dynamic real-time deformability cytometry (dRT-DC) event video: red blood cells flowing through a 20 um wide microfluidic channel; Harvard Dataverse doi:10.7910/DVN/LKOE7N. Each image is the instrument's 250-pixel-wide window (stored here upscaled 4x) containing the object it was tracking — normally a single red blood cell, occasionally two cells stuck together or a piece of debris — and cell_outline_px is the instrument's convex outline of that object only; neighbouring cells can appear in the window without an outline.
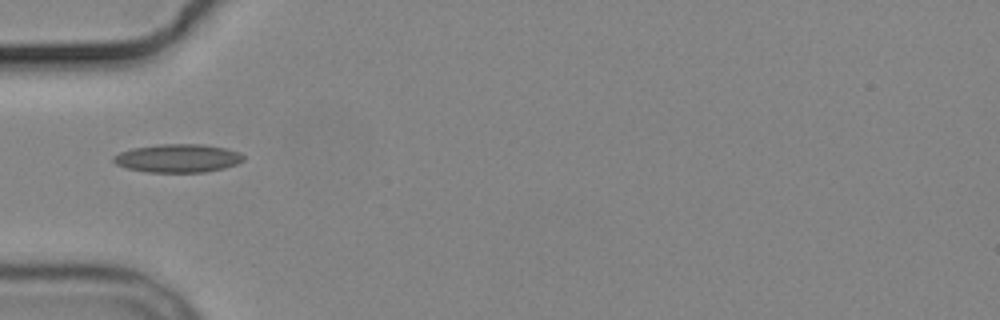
{"species": "common noctule bat (a hibernating species)", "species_latin": "Nyctalus noctula", "temperature_condition": "cold", "stored_images_in_passage": 3, "camera_frame_rate_fps": 3000, "um_per_image_px": 0.085, "animal": {"sex": "male", "body_mass_g": 19.2, "forearm_length_mm": 51.8}, "frame": {"image": 1, "passage_image": 1, "time_ms": 0.0, "image_size_px": [1000, 320], "cell_outline_px": [[244, 160], [236, 164], [224, 168], [204, 172], [148, 172], [128, 168], [116, 164], [112, 160], [112, 156], [120, 152], [132, 148], [156, 144], [204, 144], [224, 148], [240, 152], [244, 156]], "centroid_in_image_um": [15.11, 13.44], "position_along_channel_um": 69.9, "area_um2": 21.5}}
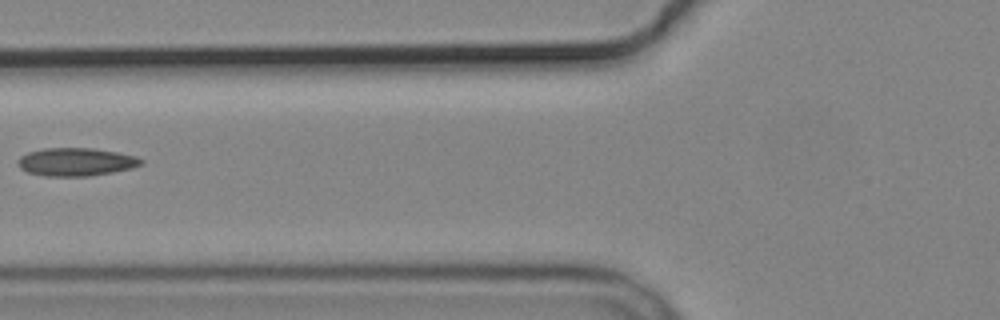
{"frame": {"image": 2, "passage_image": 2, "time_ms": 1.333, "image_size_px": [1000, 320], "cell_outline_px": [[144, 164], [132, 168], [112, 172], [88, 176], [44, 176], [28, 172], [20, 168], [16, 160], [20, 156], [28, 152], [44, 148], [92, 148], [116, 152], [136, 156], [144, 160]], "centroid_in_image_um": [6.46, 13.76], "position_along_channel_um": 119.3, "area_um2": 20.23}}
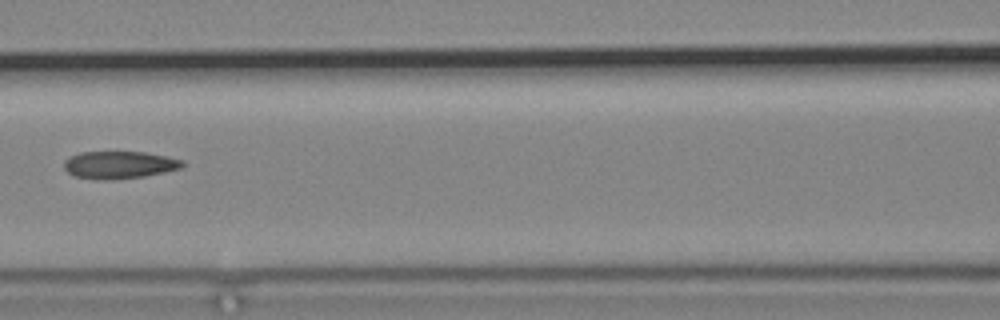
{"frame": {"image": 3, "passage_image": 3, "time_ms": 2.333, "image_size_px": [1000, 320], "cell_outline_px": [[184, 164], [180, 168], [164, 172], [144, 176], [116, 180], [96, 180], [72, 176], [64, 168], [64, 160], [80, 152], [144, 152], [168, 156], [184, 160]], "centroid_in_image_um": [10.13, 14.02], "position_along_channel_um": 156.5, "area_um2": 19.13}}